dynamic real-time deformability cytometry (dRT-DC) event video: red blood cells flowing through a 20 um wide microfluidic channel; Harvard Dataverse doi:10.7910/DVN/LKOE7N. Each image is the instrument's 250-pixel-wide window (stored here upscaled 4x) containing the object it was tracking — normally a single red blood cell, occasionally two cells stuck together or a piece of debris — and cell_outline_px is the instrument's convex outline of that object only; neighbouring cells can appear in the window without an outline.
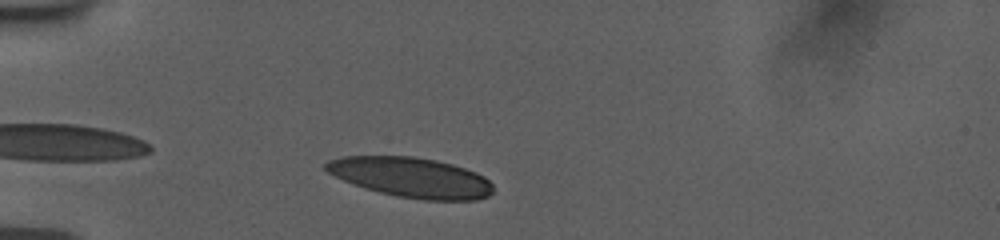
{"species": "human", "species_latin": "Homo sapiens", "temperature_condition": "room temperature", "stored_images_in_passage": 36, "camera_frame_rate_fps": 3000, "um_per_image_px": 0.085, "donor": {"sex": "female"}, "frame": {"image": 1, "passage_image": 3, "time_ms": 0.667, "image_size_px": [1000, 240], "cell_outline_px": [[492, 192], [488, 196], [476, 200], [424, 200], [396, 196], [364, 188], [352, 184], [328, 172], [324, 168], [324, 164], [328, 160], [340, 156], [412, 156], [436, 160], [452, 164], [476, 172], [484, 176], [492, 184]], "centroid_in_image_um": [34.93, 15.07], "position_along_channel_um": 50.1, "area_um2": 39.02}}
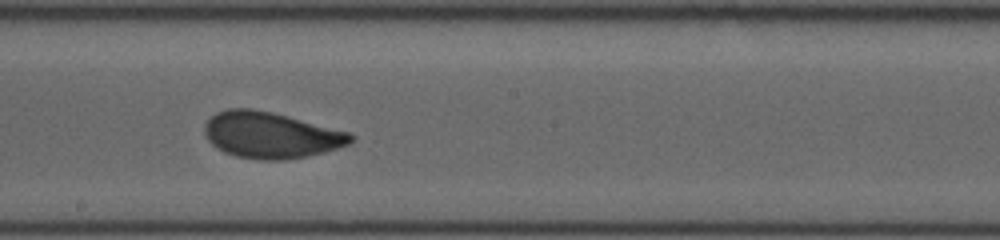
{"frame": {"image": 2, "passage_image": 19, "time_ms": 6.0, "image_size_px": [1000, 240], "cell_outline_px": [[352, 140], [348, 144], [324, 152], [308, 156], [284, 160], [256, 160], [236, 156], [224, 152], [216, 148], [208, 140], [204, 132], [204, 124], [216, 112], [228, 108], [252, 108], [272, 112], [288, 116], [348, 132], [352, 136]], "centroid_in_image_um": [22.96, 11.48], "position_along_channel_um": 225.2, "area_um2": 39.25}}
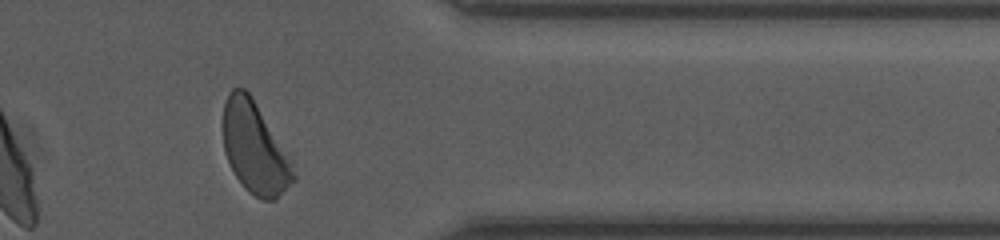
{"frame": {"image": 3, "passage_image": 33, "time_ms": 10.667, "image_size_px": [1000, 240], "cell_outline_px": [[296, 180], [276, 200], [260, 200], [248, 192], [244, 188], [236, 176], [224, 152], [224, 100], [228, 92], [232, 88], [244, 88], [252, 96], [292, 160], [296, 176]], "centroid_in_image_um": [21.68, 12.6], "position_along_channel_um": 389.7, "area_um2": 37.63}, "authors_computed_cell_mechanics": {"area_um2": 39.1017, "velocity_mm_per_s": 3.7534, "shape_relaxation_time_tau1_ms": 3.5734, "shape_relaxation_time_tau2_ms": 0.993, "deformation_change_tau1": 0.1375, "deformation_change_tau2": 0.0659}}